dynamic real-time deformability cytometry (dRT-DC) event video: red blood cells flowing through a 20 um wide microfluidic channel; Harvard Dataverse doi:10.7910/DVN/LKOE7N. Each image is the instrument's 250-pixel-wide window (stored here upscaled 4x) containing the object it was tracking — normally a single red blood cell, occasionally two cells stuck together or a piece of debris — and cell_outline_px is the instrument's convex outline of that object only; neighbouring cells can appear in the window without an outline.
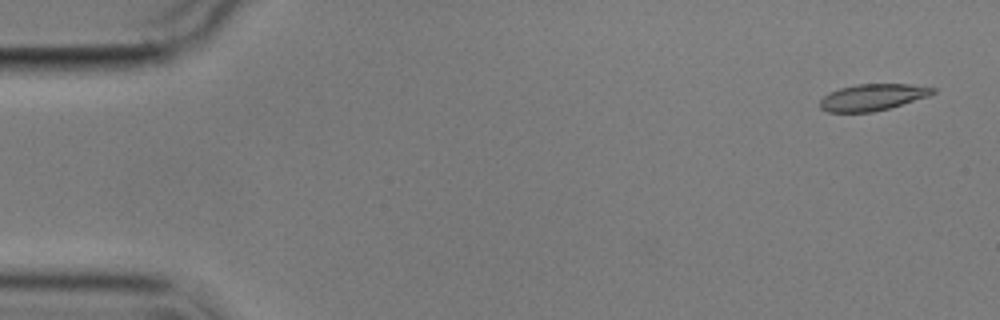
{"species": "common noctule bat (a hibernating species)", "species_latin": "Nyctalus noctula", "temperature_condition": "cold", "stored_images_in_passage": 5, "camera_frame_rate_fps": 3000, "um_per_image_px": 0.085, "animal": {"sex": "male", "body_mass_g": 17.9}, "frame": {"image": 1, "passage_image": 1, "time_ms": 0.0, "image_size_px": [1000, 320], "cell_outline_px": [[936, 92], [928, 96], [888, 108], [872, 112], [828, 112], [820, 108], [820, 100], [828, 92], [840, 88], [856, 84], [908, 84], [936, 88]], "centroid_in_image_um": [74.14, 8.26], "position_along_channel_um": 10.9, "area_um2": 17.34}}
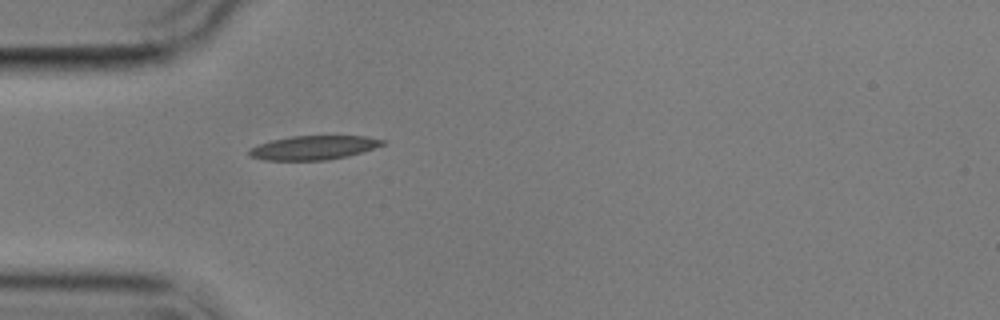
{"frame": {"image": 2, "passage_image": 5, "time_ms": 4.667, "image_size_px": [1000, 320], "cell_outline_px": [[384, 144], [348, 156], [328, 160], [264, 160], [248, 156], [248, 148], [272, 140], [292, 136], [364, 136], [384, 140]], "centroid_in_image_um": [26.59, 12.56], "position_along_channel_um": 58.4, "area_um2": 18.5}}